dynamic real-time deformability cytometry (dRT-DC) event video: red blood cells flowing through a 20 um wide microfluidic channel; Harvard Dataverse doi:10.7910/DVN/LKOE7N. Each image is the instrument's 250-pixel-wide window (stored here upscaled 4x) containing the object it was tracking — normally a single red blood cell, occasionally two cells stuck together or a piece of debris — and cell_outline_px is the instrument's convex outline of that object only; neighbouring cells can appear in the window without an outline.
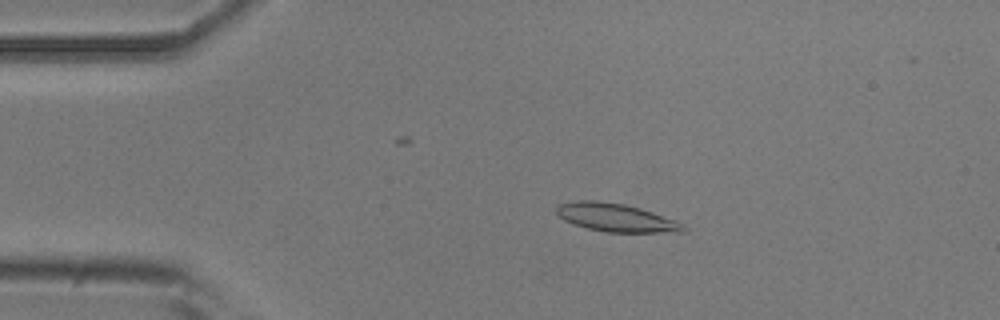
{"species": "common noctule bat (a hibernating species)", "species_latin": "Nyctalus noctula", "temperature_condition": "room temperature", "stored_images_in_passage": 47, "camera_frame_rate_fps": 3000, "um_per_image_px": 0.085, "animal": {"sex": "male", "body_mass_g": 20.5, "forearm_length_mm": 52.5}, "frame": {"image": 1, "passage_image": 4, "time_ms": 1.0, "image_size_px": [1000, 320], "cell_outline_px": [[688, 232], [608, 232], [588, 228], [564, 220], [556, 212], [556, 208], [560, 204], [572, 200], [596, 200], [624, 204], [640, 208], [676, 220], [684, 224], [688, 228]], "centroid_in_image_um": [52.41, 18.49], "position_along_channel_um": 32.6, "area_um2": 20.81}}
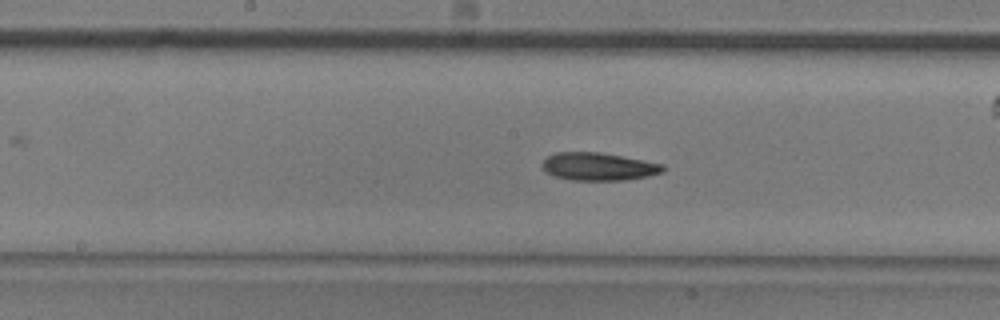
{"frame": {"image": 2, "passage_image": 20, "time_ms": 6.333, "image_size_px": [1000, 320], "cell_outline_px": [[664, 172], [648, 176], [624, 180], [572, 180], [552, 176], [544, 172], [540, 164], [548, 156], [556, 152], [600, 152], [644, 160], [664, 164]], "centroid_in_image_um": [50.84, 14.16], "position_along_channel_um": 197.4, "area_um2": 19.77}}
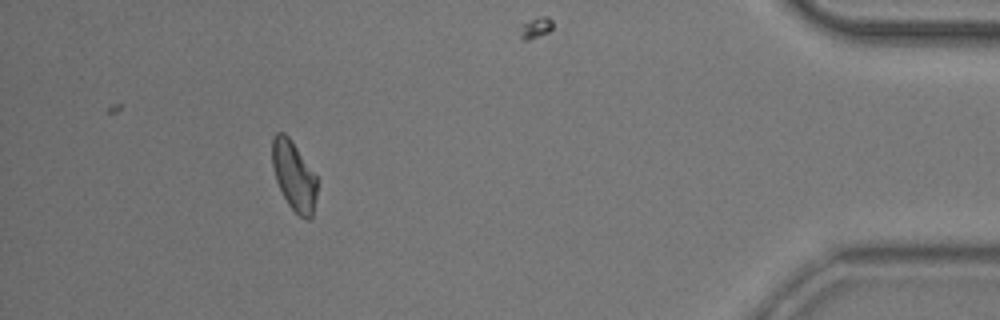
{"frame": {"image": 3, "passage_image": 41, "time_ms": 13.333, "image_size_px": [1000, 320], "cell_outline_px": [[316, 196], [312, 216], [308, 220], [300, 216], [288, 204], [276, 180], [272, 168], [272, 136], [276, 132], [284, 132], [292, 140], [316, 176]], "centroid_in_image_um": [24.96, 14.91], "position_along_channel_um": 410.2, "area_um2": 17.98}, "authors_computed_cell_mechanics": {"area_um2": 19.1318, "velocity_mm_per_s": 3.8746, "shape_relaxation_time_tau1_ms": 5.6059, "shape_relaxation_time_tau2_ms": 9.3747, "deformation_change_tau1": 0.1293, "deformation_change_tau2": 0.1796}}